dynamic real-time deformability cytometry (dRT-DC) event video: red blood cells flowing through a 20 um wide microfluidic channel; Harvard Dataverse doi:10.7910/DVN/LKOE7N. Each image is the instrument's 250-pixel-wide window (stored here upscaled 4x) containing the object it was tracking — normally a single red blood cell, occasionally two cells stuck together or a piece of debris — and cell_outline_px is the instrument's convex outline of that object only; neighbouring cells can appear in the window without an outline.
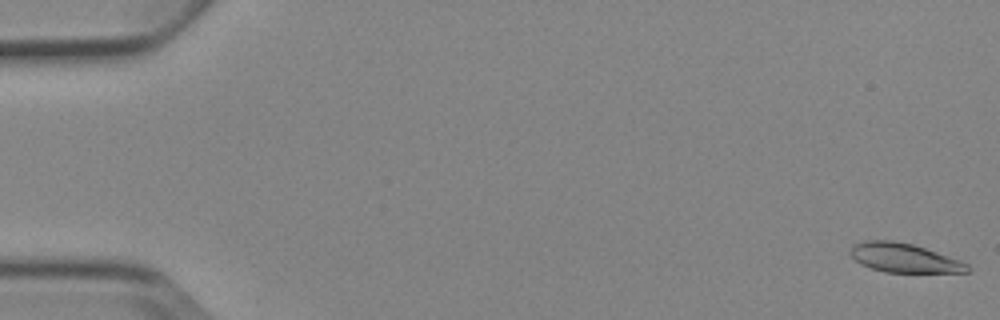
{"species": "Egyptian fruit bat (a non-hibernating species)", "species_latin": "Rousettus aegyptiacus", "temperature_condition": "cold", "stored_images_in_passage": 5, "camera_frame_rate_fps": 3000, "um_per_image_px": 0.085, "animal": {"sex": "female"}, "frame": {"image": 1, "passage_image": 1, "time_ms": 0.0, "image_size_px": [1000, 320], "cell_outline_px": [[972, 268], [968, 272], [884, 272], [860, 264], [848, 252], [852, 244], [864, 240], [892, 240], [912, 244], [960, 260], [968, 264]], "centroid_in_image_um": [76.81, 21.91], "position_along_channel_um": 8.2, "area_um2": 19.83}}
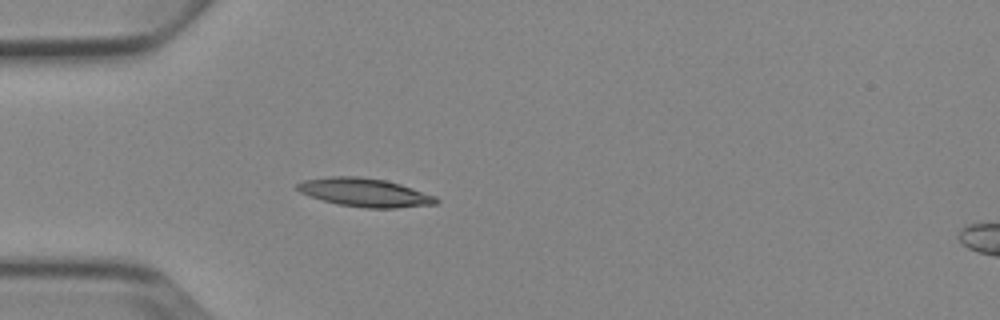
{"frame": {"image": 2, "passage_image": 5, "time_ms": 5.0, "image_size_px": [1000, 320], "cell_outline_px": [[440, 200], [436, 204], [396, 208], [364, 208], [336, 204], [300, 192], [296, 188], [296, 184], [304, 180], [328, 176], [360, 176], [384, 180], [400, 184], [436, 196]], "centroid_in_image_um": [31.02, 16.36], "position_along_channel_um": 54.0, "area_um2": 23.0}}